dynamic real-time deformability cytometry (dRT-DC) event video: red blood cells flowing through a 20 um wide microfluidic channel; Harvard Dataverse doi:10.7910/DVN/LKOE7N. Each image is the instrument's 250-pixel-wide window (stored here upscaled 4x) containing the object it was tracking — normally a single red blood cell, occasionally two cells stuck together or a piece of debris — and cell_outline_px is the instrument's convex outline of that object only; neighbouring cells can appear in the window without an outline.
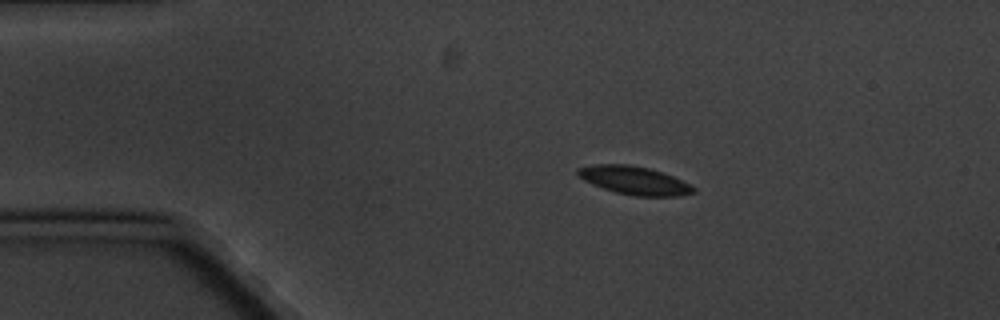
{"species": "common noctule bat (a hibernating species)", "species_latin": "Nyctalus noctula", "temperature_condition": "cold", "stored_images_in_passage": 7, "camera_frame_rate_fps": 3000, "um_per_image_px": 0.085, "animal": {"sex": "male", "body_mass_g": 20.1, "forearm_length_mm": 53.5}, "frame": {"image": 1, "passage_image": 3, "time_ms": 2.333, "image_size_px": [1000, 320], "cell_outline_px": [[696, 192], [680, 196], [636, 196], [616, 192], [592, 184], [584, 180], [576, 172], [576, 168], [592, 164], [628, 164], [648, 168], [672, 176], [696, 188]], "centroid_in_image_um": [53.9, 15.33], "position_along_channel_um": 31.1, "area_um2": 18.84}}
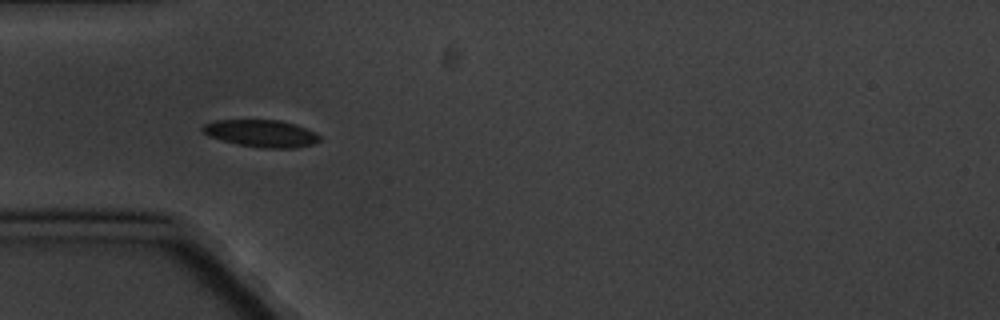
{"frame": {"image": 2, "passage_image": 5, "time_ms": 4.667, "image_size_px": [1000, 320], "cell_outline_px": [[320, 140], [312, 144], [296, 148], [264, 148], [236, 144], [208, 136], [200, 128], [204, 124], [216, 120], [280, 120], [296, 124], [316, 132], [320, 136]], "centroid_in_image_um": [22.22, 11.34], "position_along_channel_um": 62.8, "area_um2": 18.61}}